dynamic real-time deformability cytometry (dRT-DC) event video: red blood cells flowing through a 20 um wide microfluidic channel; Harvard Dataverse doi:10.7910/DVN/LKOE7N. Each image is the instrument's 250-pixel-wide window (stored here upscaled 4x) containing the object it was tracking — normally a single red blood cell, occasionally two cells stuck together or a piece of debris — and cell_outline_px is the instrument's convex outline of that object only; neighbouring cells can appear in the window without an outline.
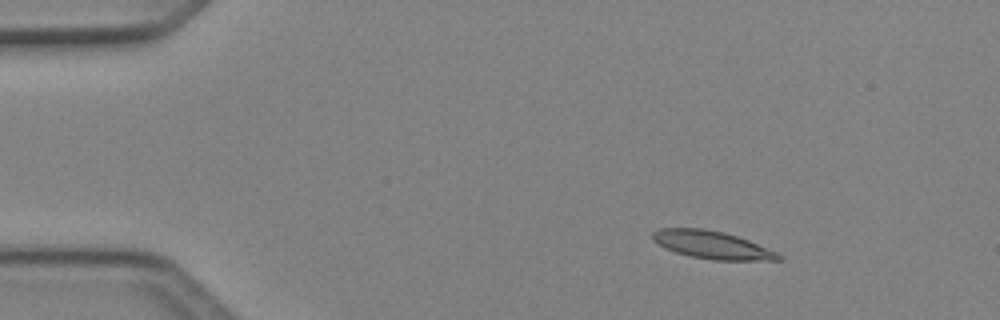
{"species": "Egyptian fruit bat (a non-hibernating species)", "species_latin": "Rousettus aegyptiacus", "temperature_condition": "cold", "stored_images_in_passage": 4, "camera_frame_rate_fps": 3000, "um_per_image_px": 0.085, "animal": {"sex": "female"}, "frame": {"image": 1, "passage_image": 2, "time_ms": 0.333, "image_size_px": [1000, 320], "cell_outline_px": [[784, 260], [712, 260], [688, 256], [664, 248], [652, 240], [652, 232], [660, 228], [704, 228], [724, 232], [748, 240], [776, 252], [784, 256]], "centroid_in_image_um": [60.5, 20.82], "position_along_channel_um": 24.5, "area_um2": 20.46}}